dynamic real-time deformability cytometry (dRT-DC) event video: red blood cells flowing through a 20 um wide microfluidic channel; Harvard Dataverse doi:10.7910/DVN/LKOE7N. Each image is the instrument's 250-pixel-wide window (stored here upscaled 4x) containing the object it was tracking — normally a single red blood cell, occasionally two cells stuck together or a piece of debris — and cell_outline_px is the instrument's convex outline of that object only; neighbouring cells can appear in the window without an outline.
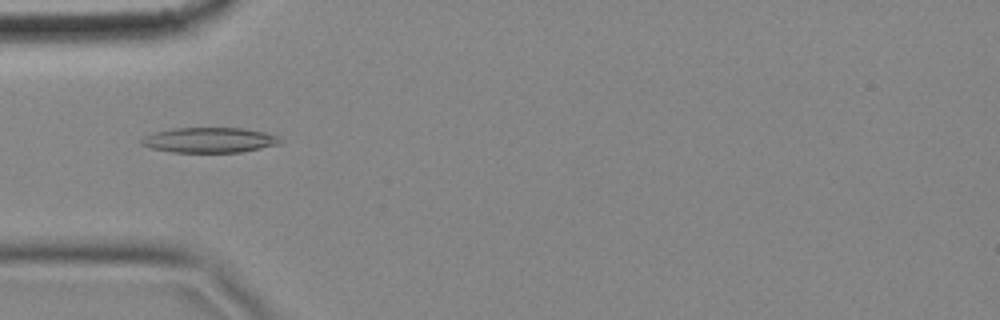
{"species": "common noctule bat (a hibernating species)", "species_latin": "Nyctalus noctula", "temperature_condition": "cold", "stored_images_in_passage": 7, "camera_frame_rate_fps": 3000, "um_per_image_px": 0.085, "animal": {"sex": "female", "body_mass_g": 18.4}, "frame": {"image": 1, "passage_image": 4, "time_ms": 1.0, "image_size_px": [1000, 320], "cell_outline_px": [[280, 144], [240, 152], [172, 152], [148, 148], [140, 144], [140, 140], [144, 136], [156, 132], [172, 128], [240, 128], [264, 132], [280, 136]], "centroid_in_image_um": [17.76, 11.91], "position_along_channel_um": 67.2, "area_um2": 20.35}}
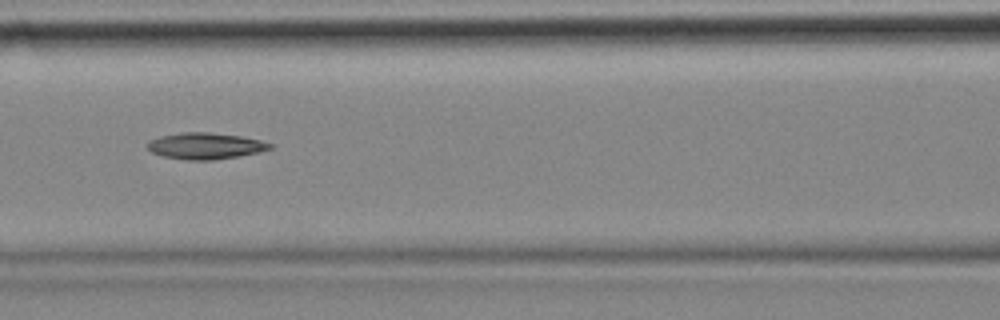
{"frame": {"image": 2, "passage_image": 6, "time_ms": 1.667, "image_size_px": [1000, 320], "cell_outline_px": [[272, 148], [256, 152], [236, 156], [212, 160], [188, 160], [164, 156], [152, 152], [148, 148], [148, 144], [152, 140], [160, 136], [184, 132], [208, 132], [240, 136], [260, 140], [272, 144]], "centroid_in_image_um": [17.45, 12.4], "position_along_channel_um": 149.1, "area_um2": 18.38}}